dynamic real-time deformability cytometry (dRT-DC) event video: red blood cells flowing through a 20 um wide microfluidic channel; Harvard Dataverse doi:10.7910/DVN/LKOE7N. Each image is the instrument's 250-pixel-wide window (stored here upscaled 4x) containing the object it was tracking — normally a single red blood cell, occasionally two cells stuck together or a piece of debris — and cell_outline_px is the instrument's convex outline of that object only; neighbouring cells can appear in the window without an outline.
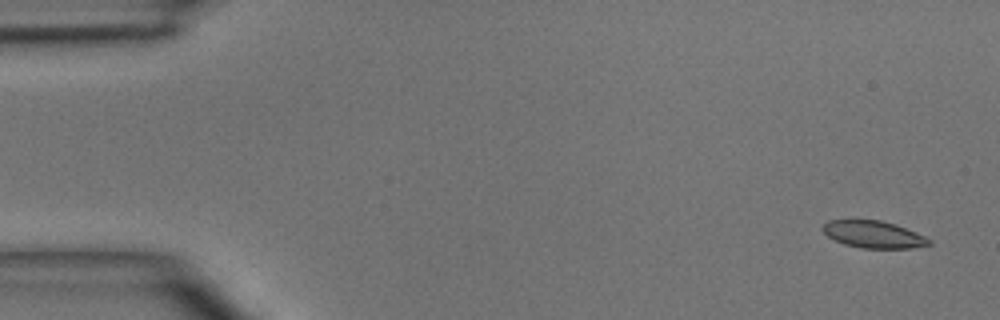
{"species": "common noctule bat (a hibernating species)", "species_latin": "Nyctalus noctula", "temperature_condition": "room temperature", "stored_images_in_passage": 4, "camera_frame_rate_fps": 3000, "um_per_image_px": 0.085, "animal": {"sex": "male", "body_mass_g": 15.6}, "frame": {"image": 1, "passage_image": 1, "time_ms": 0.0, "image_size_px": [1000, 320], "cell_outline_px": [[932, 244], [912, 248], [860, 248], [844, 244], [828, 236], [820, 228], [828, 220], [880, 220], [896, 224], [916, 232], [932, 240]], "centroid_in_image_um": [74.26, 19.92], "position_along_channel_um": 10.7, "area_um2": 16.82}}
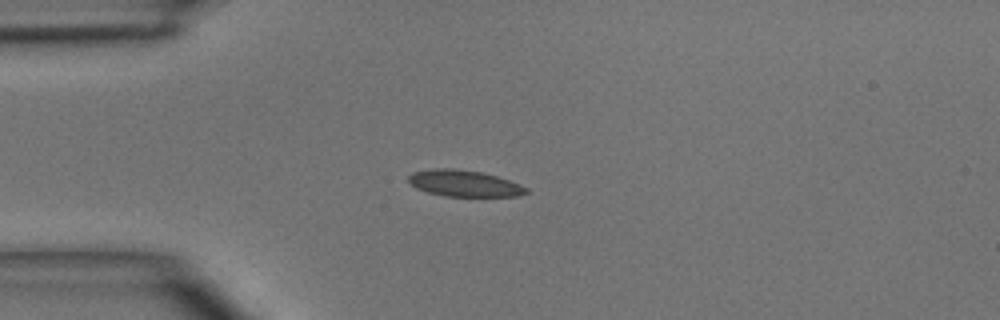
{"frame": {"image": 2, "passage_image": 4, "time_ms": 3.333, "image_size_px": [1000, 320], "cell_outline_px": [[532, 192], [520, 196], [444, 196], [428, 192], [416, 188], [408, 180], [408, 176], [412, 172], [436, 168], [452, 168], [480, 172], [496, 176], [520, 184], [528, 188]], "centroid_in_image_um": [39.49, 15.59], "position_along_channel_um": 45.5, "area_um2": 18.09}}